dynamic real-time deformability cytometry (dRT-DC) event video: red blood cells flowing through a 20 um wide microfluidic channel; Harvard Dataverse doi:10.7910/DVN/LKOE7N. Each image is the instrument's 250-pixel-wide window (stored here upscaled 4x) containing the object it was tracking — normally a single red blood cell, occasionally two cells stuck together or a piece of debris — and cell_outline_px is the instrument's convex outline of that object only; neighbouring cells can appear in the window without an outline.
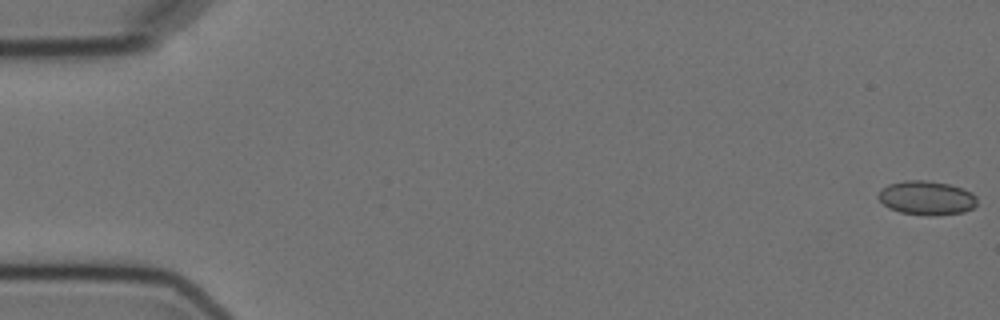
{"species": "Egyptian fruit bat (a non-hibernating species)", "species_latin": "Rousettus aegyptiacus", "temperature_condition": "cold", "stored_images_in_passage": 5, "camera_frame_rate_fps": 3000, "um_per_image_px": 0.085, "animal": {"sex": "female"}, "frame": {"image": 1, "passage_image": 1, "time_ms": 0.0, "image_size_px": [1000, 320], "cell_outline_px": [[976, 204], [972, 208], [964, 212], [932, 216], [900, 212], [888, 208], [876, 196], [888, 184], [904, 180], [924, 180], [948, 184], [972, 192], [976, 196]], "centroid_in_image_um": [78.75, 16.83], "position_along_channel_um": 6.2, "area_um2": 19.48}}
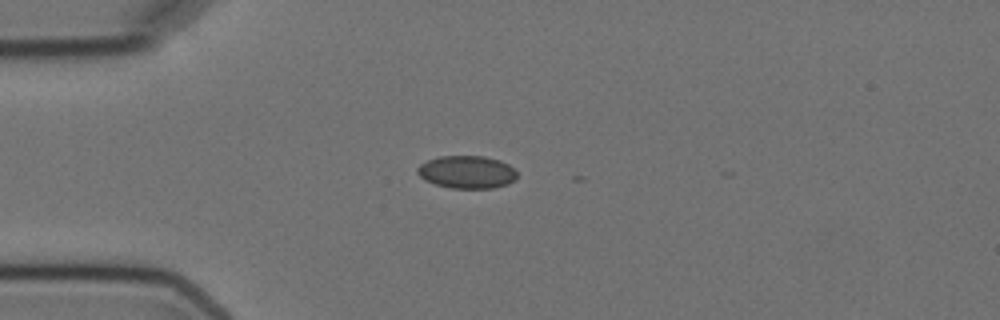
{"frame": {"image": 2, "passage_image": 5, "time_ms": 4.667, "image_size_px": [1000, 320], "cell_outline_px": [[516, 180], [508, 184], [492, 188], [452, 188], [436, 184], [424, 180], [416, 172], [416, 168], [420, 164], [428, 160], [440, 156], [484, 156], [500, 160], [508, 164], [516, 172]], "centroid_in_image_um": [39.68, 14.62], "position_along_channel_um": 45.3, "area_um2": 19.02}}